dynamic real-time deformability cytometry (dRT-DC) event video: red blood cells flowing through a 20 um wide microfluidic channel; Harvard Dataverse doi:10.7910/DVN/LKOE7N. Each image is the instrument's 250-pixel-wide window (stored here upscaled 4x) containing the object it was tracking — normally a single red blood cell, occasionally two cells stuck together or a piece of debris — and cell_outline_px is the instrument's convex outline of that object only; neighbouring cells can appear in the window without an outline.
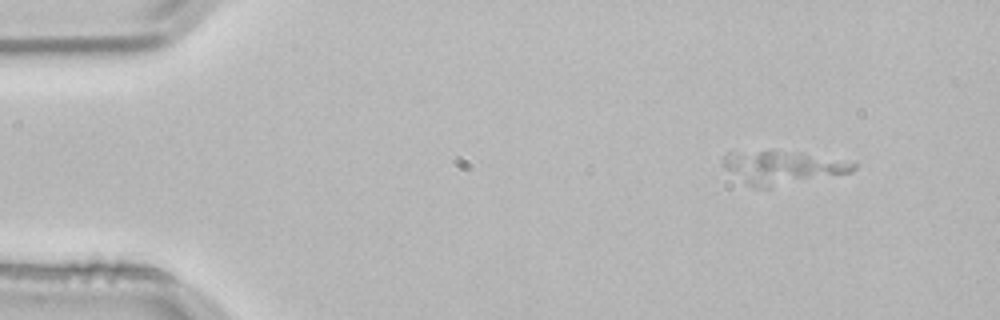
{"species": "common noctule bat (a hibernating species)", "species_latin": "Nyctalus noctula", "temperature_condition": "room temperature", "stored_images_in_passage": 2, "camera_frame_rate_fps": 3000, "um_per_image_px": 0.085, "animal": {"sex": "male", "body_mass_g": 21.5, "forearm_length_mm": 52.0}, "frame": {"image": 1, "passage_image": 1, "time_ms": 0.0, "image_size_px": [1000, 320], "cell_outline_px": [[856, 168], [852, 172], [768, 188], [760, 188], [748, 184], [724, 168], [724, 156], [728, 152], [772, 148], [856, 164]], "centroid_in_image_um": [66.41, 14.21], "position_along_channel_um": 18.6, "area_um2": 24.85}}